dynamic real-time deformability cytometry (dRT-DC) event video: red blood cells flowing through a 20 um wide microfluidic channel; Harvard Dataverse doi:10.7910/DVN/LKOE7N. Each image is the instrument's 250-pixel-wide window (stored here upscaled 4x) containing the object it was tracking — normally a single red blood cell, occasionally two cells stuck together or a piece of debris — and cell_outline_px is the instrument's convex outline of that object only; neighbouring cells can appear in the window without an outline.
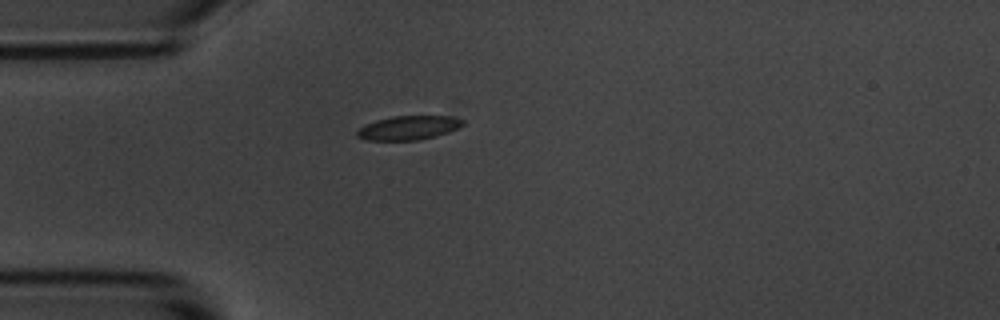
{"species": "common noctule bat (a hibernating species)", "species_latin": "Nyctalus noctula", "temperature_condition": "room temperature", "stored_images_in_passage": 2, "camera_frame_rate_fps": 3000, "um_per_image_px": 0.085, "animal": {"sex": "male", "body_mass_g": 20.1, "forearm_length_mm": 53.5}, "frame": {"image": 1, "passage_image": 1, "time_ms": 0.0, "image_size_px": [1000, 320], "cell_outline_px": [[464, 124], [448, 132], [436, 136], [416, 140], [364, 140], [356, 136], [356, 132], [364, 124], [376, 120], [392, 116], [448, 116], [464, 120]], "centroid_in_image_um": [34.68, 10.86], "position_along_channel_um": 50.3, "area_um2": 14.74}}